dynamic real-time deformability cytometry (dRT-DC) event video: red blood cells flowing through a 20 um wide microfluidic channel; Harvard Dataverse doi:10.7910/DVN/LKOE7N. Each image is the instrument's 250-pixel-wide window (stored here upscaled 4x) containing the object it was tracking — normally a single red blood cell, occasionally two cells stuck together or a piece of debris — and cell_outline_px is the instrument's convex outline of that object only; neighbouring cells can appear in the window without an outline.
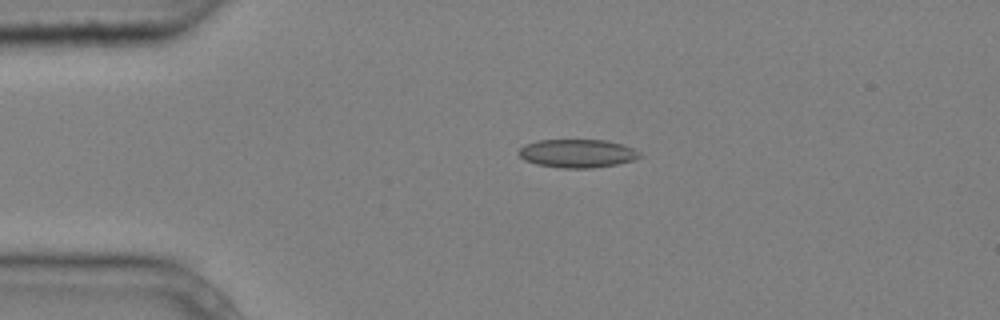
{"species": "common noctule bat (a hibernating species)", "species_latin": "Nyctalus noctula", "temperature_condition": "cold", "stored_images_in_passage": 2, "camera_frame_rate_fps": 3000, "um_per_image_px": 0.085, "animal": {"sex": "male", "body_mass_g": 20.4}, "frame": {"image": 1, "passage_image": 1, "time_ms": 0.0, "image_size_px": [1000, 320], "cell_outline_px": [[640, 156], [636, 160], [616, 164], [592, 168], [560, 168], [536, 164], [524, 160], [516, 152], [524, 144], [540, 140], [608, 140], [632, 148], [640, 152]], "centroid_in_image_um": [49.05, 13.04], "position_along_channel_um": 36.0, "area_um2": 20.06}}